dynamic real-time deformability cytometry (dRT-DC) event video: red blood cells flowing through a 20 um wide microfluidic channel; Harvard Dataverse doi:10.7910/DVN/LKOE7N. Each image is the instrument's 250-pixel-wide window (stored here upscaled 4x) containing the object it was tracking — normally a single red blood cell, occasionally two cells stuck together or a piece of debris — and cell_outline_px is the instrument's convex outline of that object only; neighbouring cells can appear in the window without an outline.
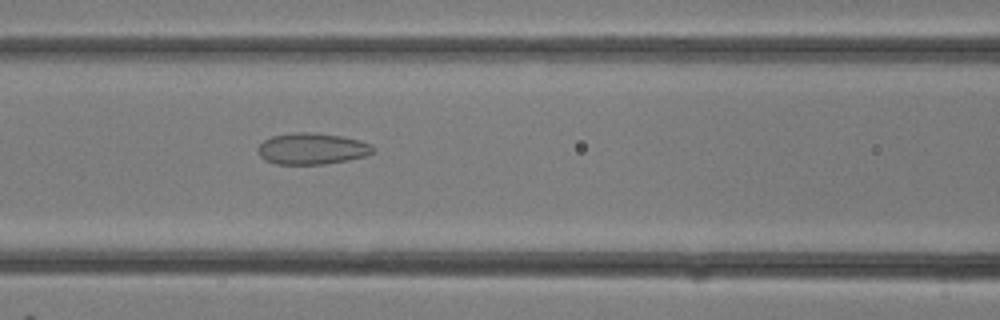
{"species": "common noctule bat (a hibernating species)", "species_latin": "Nyctalus noctula", "temperature_condition": "room temperature", "stored_images_in_passage": 8, "camera_frame_rate_fps": 3000, "um_per_image_px": 0.085, "animal": {"sex": "female"}, "frame": {"image": 1, "passage_image": 8, "time_ms": 2.333, "image_size_px": [1000, 320], "cell_outline_px": [[376, 152], [364, 156], [348, 160], [324, 164], [276, 164], [264, 160], [260, 156], [256, 148], [264, 140], [272, 136], [296, 132], [312, 132], [340, 136], [360, 140], [372, 144], [376, 148]], "centroid_in_image_um": [26.54, 12.64], "position_along_channel_um": 140.1, "area_um2": 21.21}}